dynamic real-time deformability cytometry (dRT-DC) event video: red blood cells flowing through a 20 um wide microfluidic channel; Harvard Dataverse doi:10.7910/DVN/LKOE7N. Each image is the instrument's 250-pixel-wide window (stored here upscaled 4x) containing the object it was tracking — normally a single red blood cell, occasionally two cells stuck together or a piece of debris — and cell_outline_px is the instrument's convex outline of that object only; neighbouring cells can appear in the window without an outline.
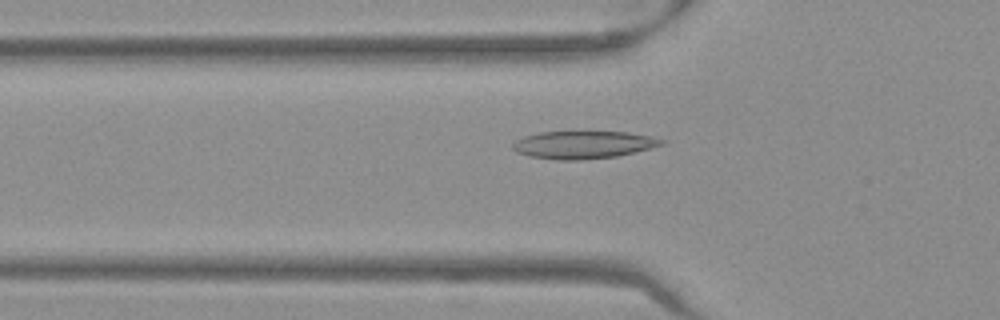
{"species": "Egyptian fruit bat (a non-hibernating species)", "species_latin": "Rousettus aegyptiacus", "temperature_condition": "warm", "stored_images_in_passage": 51, "camera_frame_rate_fps": 3000, "um_per_image_px": 0.085, "frame": {"image": 1, "passage_image": 17, "time_ms": 5.333, "image_size_px": [1000, 320], "cell_outline_px": [[668, 140], [664, 144], [616, 156], [580, 160], [556, 160], [528, 156], [516, 152], [512, 148], [512, 144], [516, 140], [524, 136], [540, 132], [628, 132], [652, 136]], "centroid_in_image_um": [49.56, 12.3], "position_along_channel_um": 76.2, "area_um2": 23.93}}
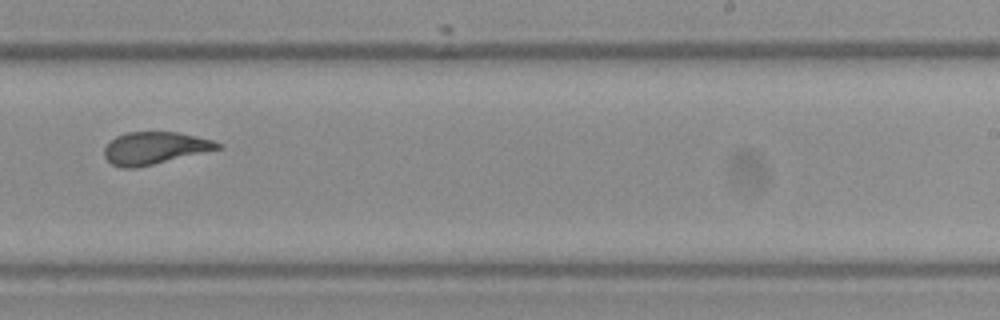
{"frame": {"image": 2, "passage_image": 32, "time_ms": 10.333, "image_size_px": [1000, 320], "cell_outline_px": [[224, 148], [136, 168], [120, 168], [112, 164], [104, 156], [104, 148], [116, 136], [128, 132], [176, 132], [212, 140], [224, 144]], "centroid_in_image_um": [13.17, 12.59], "position_along_channel_um": 275.8, "area_um2": 21.33}}
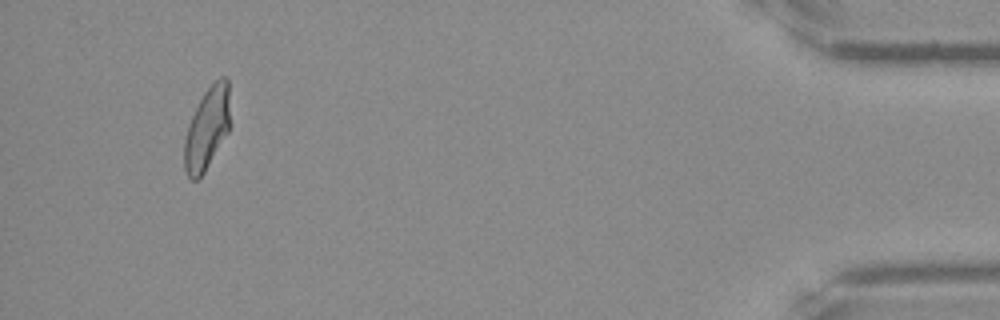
{"frame": {"image": 3, "passage_image": 48, "time_ms": 15.667, "image_size_px": [1000, 320], "cell_outline_px": [[228, 132], [204, 172], [196, 180], [192, 180], [188, 176], [184, 168], [184, 140], [188, 124], [204, 92], [220, 76], [224, 76], [228, 80]], "centroid_in_image_um": [17.57, 10.94], "position_along_channel_um": 417.6, "area_um2": 21.39}, "authors_computed_cell_mechanics": {"area_um2": 22.4842, "velocity_mm_per_s": 3.9813, "shape_relaxation_time_tau1_ms": null, "shape_relaxation_time_tau2_ms": 1.6662, "deformation_change_tau1": null, "deformation_change_tau2": 0.0575}}